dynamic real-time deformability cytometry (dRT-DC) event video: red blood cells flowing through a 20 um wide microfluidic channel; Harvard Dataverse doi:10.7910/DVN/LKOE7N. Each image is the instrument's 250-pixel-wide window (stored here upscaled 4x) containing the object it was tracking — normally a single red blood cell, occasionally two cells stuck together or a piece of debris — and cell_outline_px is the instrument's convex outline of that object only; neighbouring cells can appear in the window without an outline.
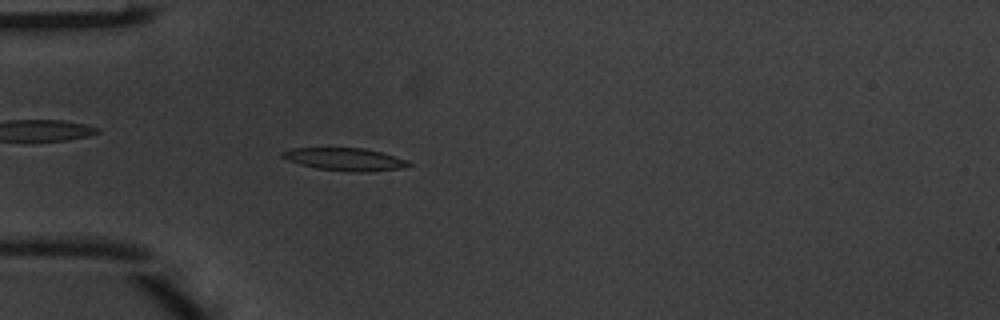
{"species": "common noctule bat (a hibernating species)", "species_latin": "Nyctalus noctula", "temperature_condition": "warm", "stored_images_in_passage": 5, "camera_frame_rate_fps": 3000, "um_per_image_px": 0.085, "animal": {"sex": "male", "body_mass_g": 20.1, "forearm_length_mm": 53.5}, "frame": {"image": 1, "passage_image": 5, "time_ms": 1.333, "image_size_px": [1000, 320], "cell_outline_px": [[412, 164], [404, 168], [368, 172], [352, 172], [316, 168], [300, 164], [288, 160], [280, 156], [280, 152], [292, 148], [364, 148], [380, 152], [408, 160]], "centroid_in_image_um": [29.32, 13.54], "position_along_channel_um": 55.7, "area_um2": 16.7}}